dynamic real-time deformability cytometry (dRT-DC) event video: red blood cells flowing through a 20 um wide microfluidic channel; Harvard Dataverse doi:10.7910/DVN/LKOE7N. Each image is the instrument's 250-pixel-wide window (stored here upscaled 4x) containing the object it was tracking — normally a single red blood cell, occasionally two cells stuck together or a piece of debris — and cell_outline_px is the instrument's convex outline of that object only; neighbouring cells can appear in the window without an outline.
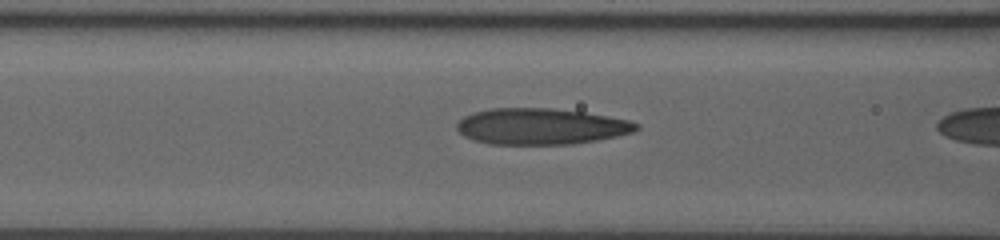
{"species": "human", "species_latin": "Homo sapiens", "temperature_condition": "room temperature", "stored_images_in_passage": 35, "camera_frame_rate_fps": 3000, "um_per_image_px": 0.085, "donor": {"sex": "male"}, "frame": {"image": 1, "passage_image": 27, "time_ms": 6.0, "image_size_px": [1000, 240], "cell_outline_px": [[640, 128], [632, 132], [616, 136], [596, 140], [572, 144], [492, 144], [472, 140], [464, 136], [456, 128], [456, 124], [464, 116], [472, 112], [492, 108], [552, 108], [584, 112], [628, 120], [640, 124]], "centroid_in_image_um": [45.95, 10.74], "position_along_channel_um": 120.6, "area_um2": 37.8}}
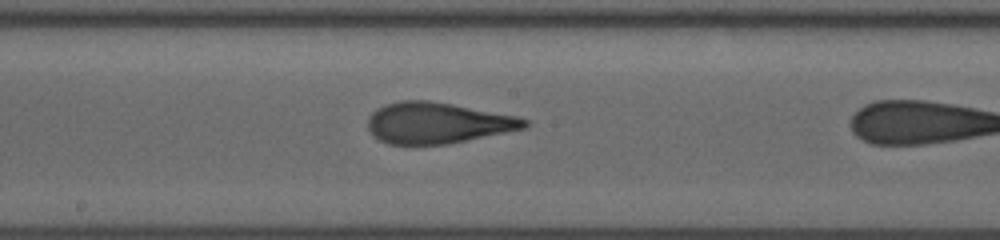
{"frame": {"image": 2, "passage_image": 34, "time_ms": 8.333, "image_size_px": [1000, 240], "cell_outline_px": [[528, 124], [524, 128], [448, 144], [388, 144], [380, 140], [368, 128], [368, 116], [376, 108], [384, 104], [400, 100], [428, 100], [452, 104], [516, 116], [528, 120]], "centroid_in_image_um": [37.14, 10.44], "position_along_channel_um": 211.1, "area_um2": 37.17}}